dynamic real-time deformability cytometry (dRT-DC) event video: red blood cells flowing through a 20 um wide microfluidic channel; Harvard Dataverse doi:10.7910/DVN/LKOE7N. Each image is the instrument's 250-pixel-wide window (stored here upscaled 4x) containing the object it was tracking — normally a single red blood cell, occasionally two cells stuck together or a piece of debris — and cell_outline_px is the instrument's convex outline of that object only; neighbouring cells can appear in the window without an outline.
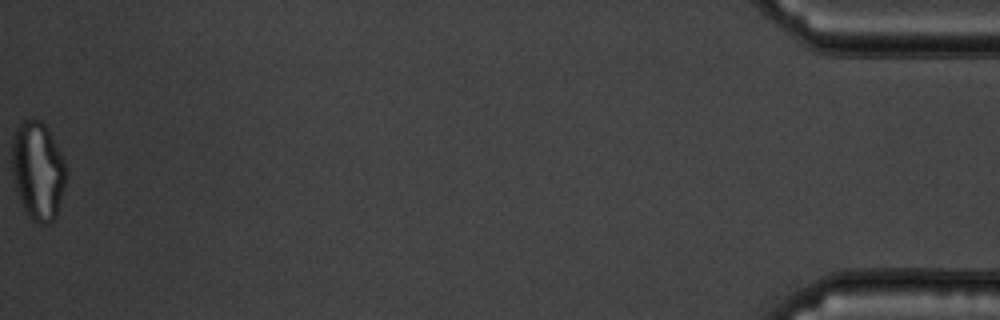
{"species": "common noctule bat (a hibernating species)", "species_latin": "Nyctalus noctula", "temperature_condition": "warm", "stored_images_in_passage": 38, "camera_frame_rate_fps": 3000, "um_per_image_px": 0.085, "animal": {"sex": "male", "body_mass_g": 19.5, "forearm_length_mm": 54.6}, "frame": {"image": 1, "passage_image": 38, "time_ms": 12.333, "image_size_px": [1000, 320], "cell_outline_px": [[68, 172], [56, 216], [48, 224], [40, 224], [32, 220], [28, 216], [20, 200], [12, 176], [12, 136], [16, 128], [24, 120], [40, 120], [44, 124], [64, 160]], "centroid_in_image_um": [3.21, 14.53], "position_along_channel_um": 432.0, "area_um2": 30.81}, "authors_computed_cell_mechanics": {"area_um2": 26.2412, "velocity_mm_per_s": 3.8016, "shape_relaxation_time_tau1_ms": null, "shape_relaxation_time_tau2_ms": 0.9373, "deformation_change_tau1": null, "deformation_change_tau2": 0.0877}}